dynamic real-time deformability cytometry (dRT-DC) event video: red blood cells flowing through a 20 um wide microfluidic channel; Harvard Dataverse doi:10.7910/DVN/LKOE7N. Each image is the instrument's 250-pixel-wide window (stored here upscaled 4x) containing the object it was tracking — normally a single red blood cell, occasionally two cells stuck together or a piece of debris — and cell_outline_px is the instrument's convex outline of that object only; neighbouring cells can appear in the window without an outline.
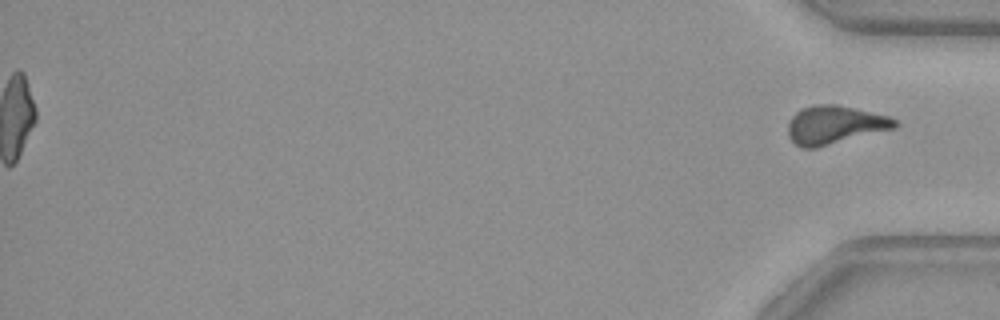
{"species": "common noctule bat (a hibernating species)", "species_latin": "Nyctalus noctula", "temperature_condition": "warm", "stored_images_in_passage": 46, "segment_of_instrument_passage": [2, 2], "camera_frame_rate_fps": 3000, "um_per_image_px": 0.085, "animal": {"sex": "female", "body_mass_g": 29.2, "forearm_length_mm": 56.3}, "frame": {"image": 1, "passage_image": 46, "time_ms": 15.0, "image_size_px": [1000, 320], "cell_outline_px": [[900, 124], [896, 128], [816, 148], [800, 148], [788, 136], [788, 124], [792, 116], [800, 108], [812, 104], [836, 104], [892, 116]], "centroid_in_image_um": [70.97, 10.6], "position_along_channel_um": 364.2, "area_um2": 24.22}}